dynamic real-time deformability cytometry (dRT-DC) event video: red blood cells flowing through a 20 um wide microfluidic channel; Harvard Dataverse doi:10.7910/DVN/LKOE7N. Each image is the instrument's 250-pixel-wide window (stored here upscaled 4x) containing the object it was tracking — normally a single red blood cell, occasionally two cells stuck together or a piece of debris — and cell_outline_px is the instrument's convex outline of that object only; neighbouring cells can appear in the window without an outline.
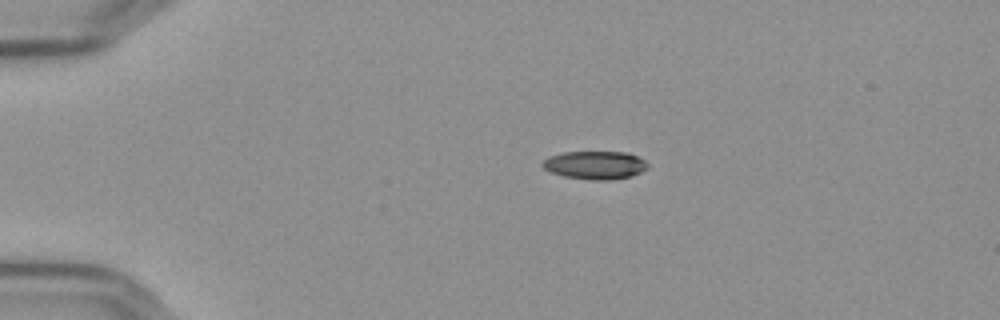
{"species": "Egyptian fruit bat (a non-hibernating species)", "species_latin": "Rousettus aegyptiacus", "temperature_condition": "cold", "stored_images_in_passage": 45, "camera_frame_rate_fps": 3000, "um_per_image_px": 0.085, "frame": {"image": 1, "passage_image": 1, "time_ms": 0.0, "image_size_px": [1000, 320], "cell_outline_px": [[648, 168], [640, 172], [628, 176], [608, 180], [592, 180], [564, 176], [552, 172], [544, 168], [540, 164], [548, 156], [564, 152], [628, 152], [644, 160], [648, 164]], "centroid_in_image_um": [50.56, 14.02], "position_along_channel_um": 34.4, "area_um2": 17.11}}
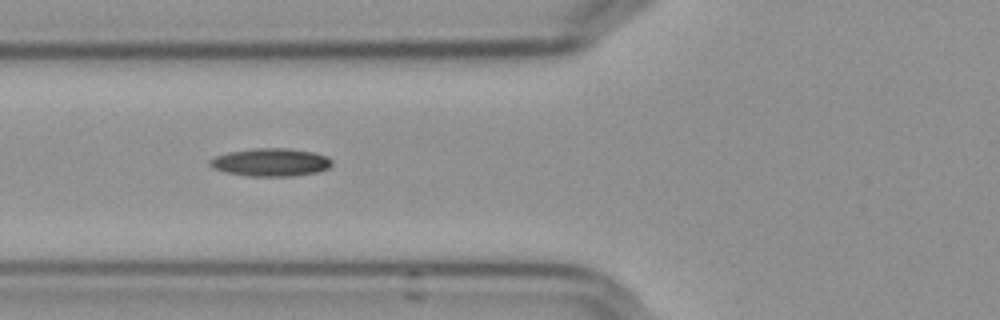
{"frame": {"image": 2, "passage_image": 11, "time_ms": 3.333, "image_size_px": [1000, 320], "cell_outline_px": [[332, 164], [328, 168], [316, 172], [292, 176], [248, 176], [228, 172], [212, 168], [208, 164], [208, 160], [216, 156], [228, 152], [252, 148], [288, 148], [312, 152], [328, 156], [332, 160]], "centroid_in_image_um": [23.0, 13.78], "position_along_channel_um": 102.8, "area_um2": 19.88}}
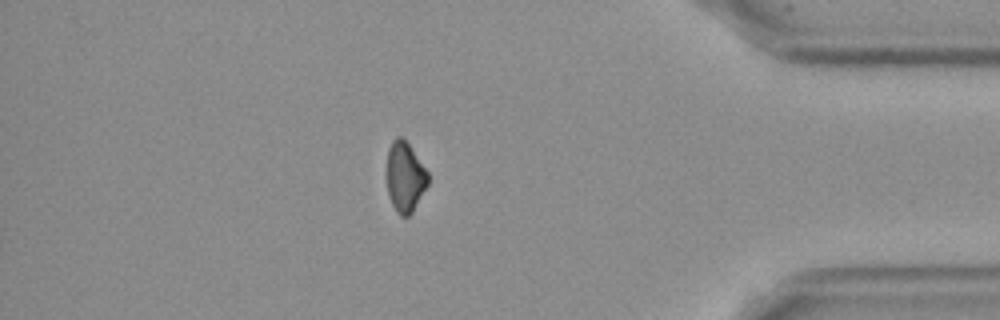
{"frame": {"image": 3, "passage_image": 38, "time_ms": 12.333, "image_size_px": [1000, 320], "cell_outline_px": [[428, 184], [412, 212], [408, 216], [400, 216], [396, 212], [392, 204], [388, 192], [388, 148], [392, 140], [396, 136], [400, 136], [408, 144], [428, 172]], "centroid_in_image_um": [34.43, 15.05], "position_along_channel_um": 400.8, "area_um2": 16.47}}